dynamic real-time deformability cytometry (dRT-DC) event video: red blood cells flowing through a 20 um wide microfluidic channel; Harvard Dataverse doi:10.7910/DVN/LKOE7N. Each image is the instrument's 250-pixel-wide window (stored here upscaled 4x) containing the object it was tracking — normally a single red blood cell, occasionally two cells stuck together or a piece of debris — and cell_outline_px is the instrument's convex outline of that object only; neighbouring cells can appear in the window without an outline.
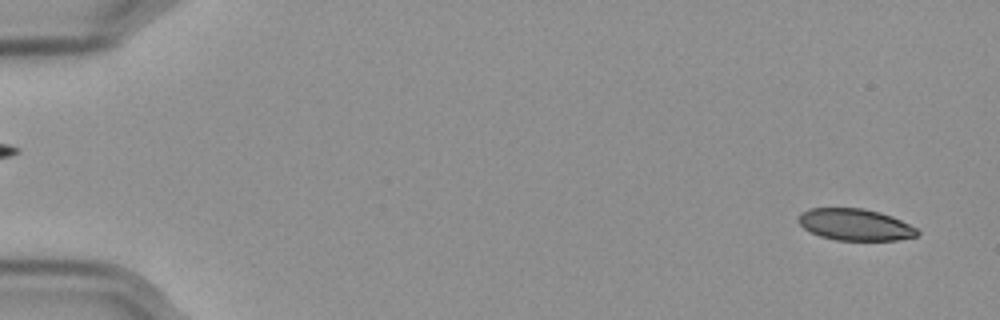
{"species": "Egyptian fruit bat (a non-hibernating species)", "species_latin": "Rousettus aegyptiacus", "temperature_condition": "cold", "stored_images_in_passage": 57, "camera_frame_rate_fps": 3000, "um_per_image_px": 0.085, "frame": {"image": 1, "passage_image": 3, "time_ms": 0.667, "image_size_px": [1000, 320], "cell_outline_px": [[920, 232], [916, 236], [896, 240], [836, 240], [820, 236], [804, 228], [796, 220], [800, 212], [808, 208], [864, 208], [880, 212], [892, 216], [916, 228]], "centroid_in_image_um": [72.65, 19.08], "position_along_channel_um": 12.4, "area_um2": 21.96}}
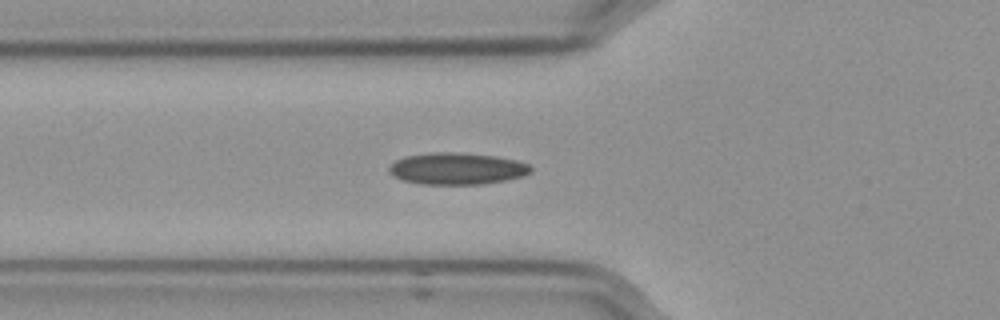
{"frame": {"image": 2, "passage_image": 21, "time_ms": 6.667, "image_size_px": [1000, 320], "cell_outline_px": [[532, 172], [524, 176], [508, 180], [484, 184], [420, 184], [404, 180], [392, 176], [388, 172], [388, 168], [396, 160], [404, 156], [432, 152], [456, 152], [496, 156], [516, 160], [528, 164], [532, 168]], "centroid_in_image_um": [38.85, 14.33], "position_along_channel_um": 86.9, "area_um2": 26.47}}
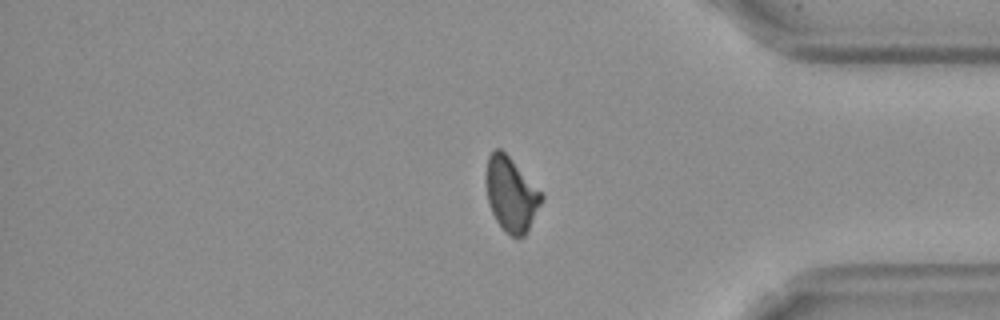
{"frame": {"image": 3, "passage_image": 48, "time_ms": 15.667, "image_size_px": [1000, 320], "cell_outline_px": [[544, 200], [524, 236], [512, 236], [496, 220], [488, 204], [484, 176], [488, 156], [496, 148], [500, 148], [512, 160], [544, 196]], "centroid_in_image_um": [43.42, 16.49], "position_along_channel_um": 391.8, "area_um2": 23.7}, "authors_computed_cell_mechanics": {"area_um2": 24.5072, "velocity_mm_per_s": 3.5724, "shape_relaxation_time_tau1_ms": 9.3286, "shape_relaxation_time_tau2_ms": 4.8107, "deformation_change_tau1": 0.1419, "deformation_change_tau2": 0.1087}}